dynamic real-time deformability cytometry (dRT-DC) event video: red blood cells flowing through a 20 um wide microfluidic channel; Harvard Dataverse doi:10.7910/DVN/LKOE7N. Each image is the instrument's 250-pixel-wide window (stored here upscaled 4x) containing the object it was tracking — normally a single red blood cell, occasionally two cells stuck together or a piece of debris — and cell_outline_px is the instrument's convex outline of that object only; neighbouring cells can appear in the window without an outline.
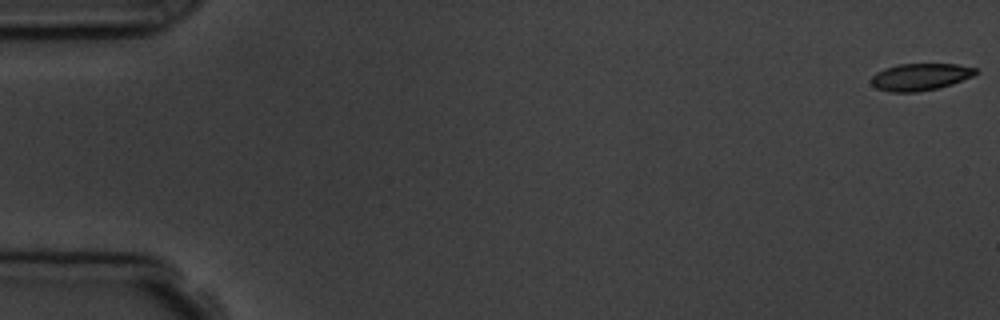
{"species": "common noctule bat (a hibernating species)", "species_latin": "Nyctalus noctula", "temperature_condition": "room temperature", "stored_images_in_passage": 6, "camera_frame_rate_fps": 3000, "um_per_image_px": 0.085, "animal": {"sex": "male", "body_mass_g": 19.5, "forearm_length_mm": 54.6}, "frame": {"image": 1, "passage_image": 1, "time_ms": 0.0, "image_size_px": [1000, 320], "cell_outline_px": [[980, 72], [972, 76], [952, 84], [936, 88], [916, 92], [888, 92], [876, 88], [872, 84], [872, 76], [876, 72], [884, 68], [900, 64], [956, 64], [976, 68]], "centroid_in_image_um": [78.22, 6.53], "position_along_channel_um": 6.8, "area_um2": 16.42}}
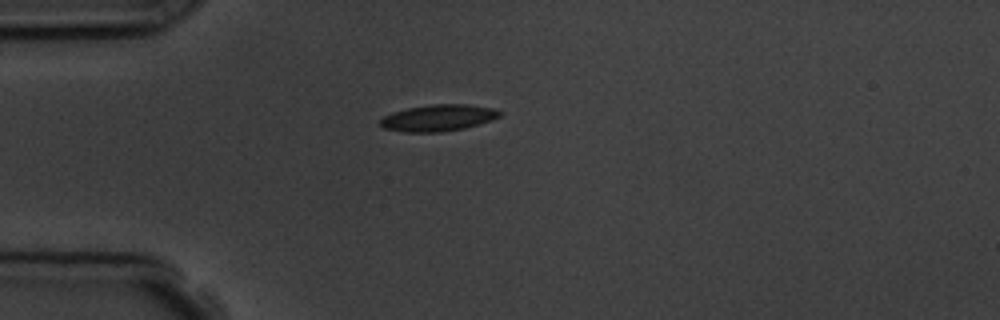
{"frame": {"image": 2, "passage_image": 5, "time_ms": 4.667, "image_size_px": [1000, 320], "cell_outline_px": [[504, 112], [500, 116], [492, 120], [464, 128], [440, 132], [404, 132], [384, 128], [380, 124], [380, 120], [384, 116], [392, 112], [408, 108], [432, 104], [464, 104], [492, 108]], "centroid_in_image_um": [37.25, 10.02], "position_along_channel_um": 47.7, "area_um2": 18.38}}